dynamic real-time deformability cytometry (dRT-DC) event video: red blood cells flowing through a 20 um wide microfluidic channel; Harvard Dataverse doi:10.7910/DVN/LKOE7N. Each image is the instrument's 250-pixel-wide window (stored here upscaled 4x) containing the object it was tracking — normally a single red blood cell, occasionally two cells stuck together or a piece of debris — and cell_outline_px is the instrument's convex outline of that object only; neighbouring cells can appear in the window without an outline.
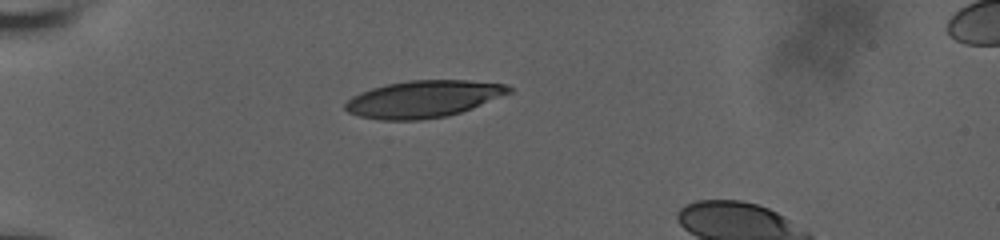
{"species": "human", "species_latin": "Homo sapiens", "temperature_condition": "room temperature", "stored_images_in_passage": 40, "camera_frame_rate_fps": 3000, "um_per_image_px": 0.085, "donor": {"sex": "male"}, "frame": {"image": 1, "passage_image": 1, "time_ms": 0.0, "image_size_px": [1000, 240], "cell_outline_px": [[512, 92], [472, 108], [448, 116], [416, 120], [380, 120], [360, 116], [348, 112], [344, 108], [344, 104], [352, 96], [360, 92], [372, 88], [388, 84], [408, 80], [468, 80], [508, 84], [512, 88]], "centroid_in_image_um": [35.99, 8.41], "position_along_channel_um": 49.0, "area_um2": 35.26}}
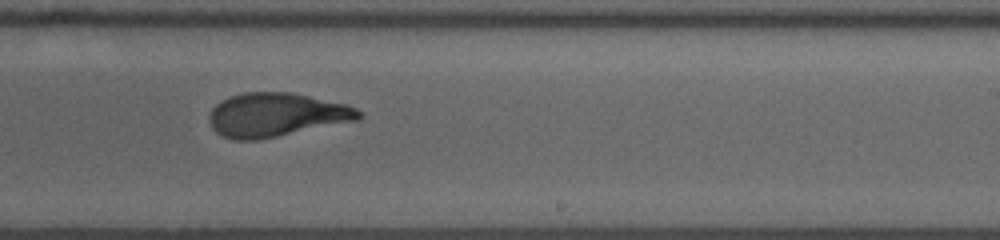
{"frame": {"image": 2, "passage_image": 21, "time_ms": 6.667, "image_size_px": [1000, 240], "cell_outline_px": [[364, 116], [360, 120], [256, 140], [236, 140], [224, 136], [216, 132], [212, 128], [208, 120], [208, 116], [212, 108], [220, 100], [228, 96], [244, 92], [292, 92], [348, 104], [356, 108]], "centroid_in_image_um": [23.49, 9.75], "position_along_channel_um": 265.5, "area_um2": 38.44}}
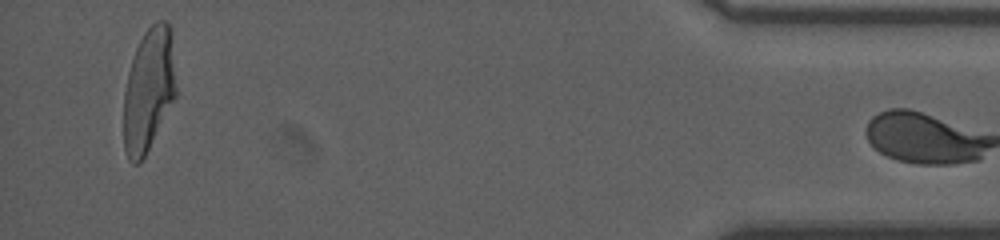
{"frame": {"image": 3, "passage_image": 39, "time_ms": 12.667, "image_size_px": [1000, 240], "cell_outline_px": [[176, 96], [144, 156], [136, 164], [132, 164], [128, 160], [124, 148], [124, 92], [128, 72], [136, 48], [144, 32], [156, 20], [168, 20], [172, 28], [176, 88]], "centroid_in_image_um": [12.65, 7.57], "position_along_channel_um": 422.6, "area_um2": 37.74}}